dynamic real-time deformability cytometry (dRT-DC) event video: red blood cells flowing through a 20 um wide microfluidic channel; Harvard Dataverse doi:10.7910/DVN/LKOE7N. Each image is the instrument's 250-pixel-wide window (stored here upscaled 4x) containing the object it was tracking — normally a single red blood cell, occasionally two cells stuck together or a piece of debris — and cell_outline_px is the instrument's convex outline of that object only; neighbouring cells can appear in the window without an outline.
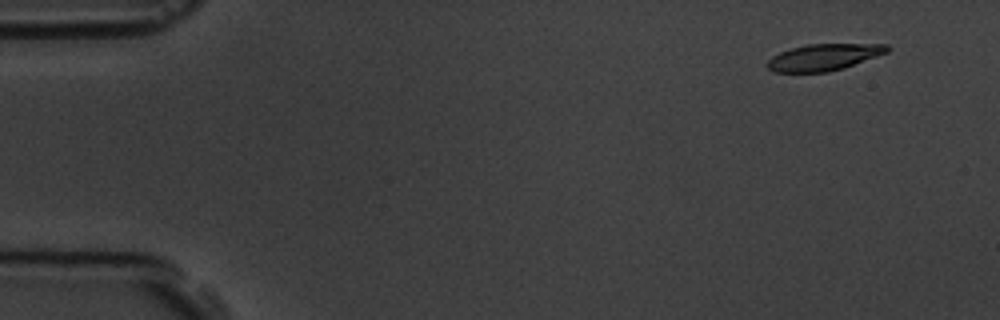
{"species": "common noctule bat (a hibernating species)", "species_latin": "Nyctalus noctula", "temperature_condition": "room temperature", "stored_images_in_passage": 10, "camera_frame_rate_fps": 3000, "um_per_image_px": 0.085, "animal": {"sex": "male", "body_mass_g": 19.5, "forearm_length_mm": 54.6}, "frame": {"image": 1, "passage_image": 2, "time_ms": 1.0, "image_size_px": [1000, 320], "cell_outline_px": [[892, 48], [888, 52], [844, 68], [828, 72], [776, 72], [768, 68], [764, 64], [772, 56], [780, 52], [792, 48], [808, 44], [888, 44]], "centroid_in_image_um": [70.03, 4.86], "position_along_channel_um": 15.0, "area_um2": 18.61}}
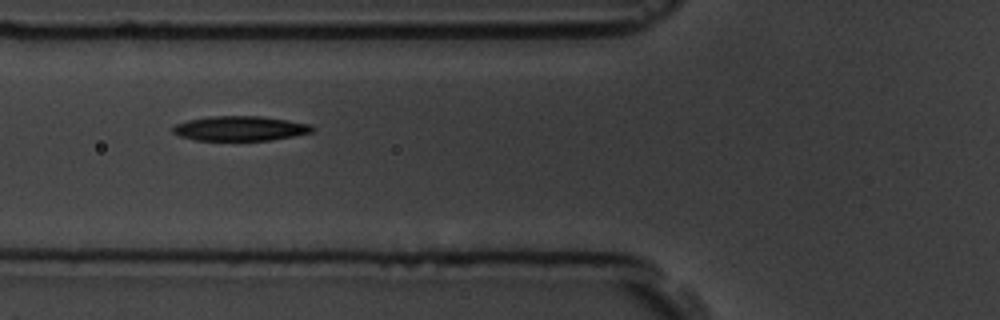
{"frame": {"image": 2, "passage_image": 7, "time_ms": 6.667, "image_size_px": [1000, 320], "cell_outline_px": [[316, 128], [312, 132], [292, 136], [268, 140], [196, 140], [180, 136], [172, 132], [172, 128], [176, 124], [188, 120], [208, 116], [260, 116], [288, 120], [312, 124]], "centroid_in_image_um": [20.42, 10.91], "position_along_channel_um": 105.4, "area_um2": 20.06}}
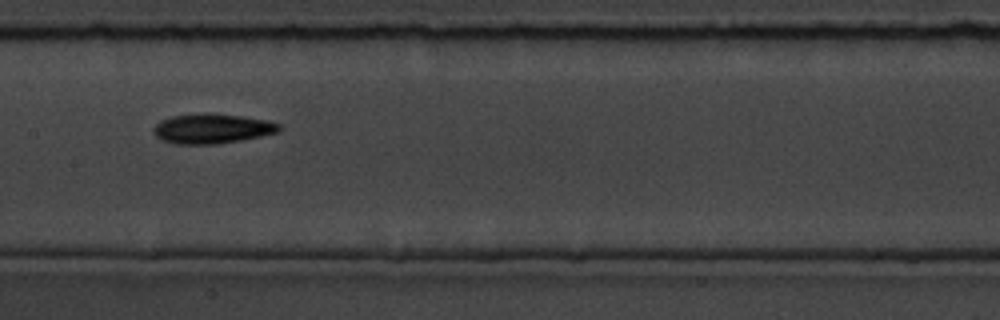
{"frame": {"image": 3, "passage_image": 9, "time_ms": 9.0, "image_size_px": [1000, 320], "cell_outline_px": [[280, 132], [240, 140], [216, 144], [176, 144], [164, 140], [156, 136], [152, 128], [160, 120], [172, 116], [204, 112], [240, 116], [268, 120], [280, 124]], "centroid_in_image_um": [18.02, 10.92], "position_along_channel_um": 189.4, "area_um2": 21.79}}